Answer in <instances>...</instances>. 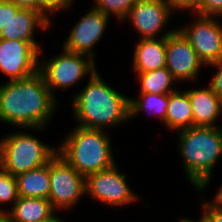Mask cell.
<instances>
[{"instance_id":"1f68e13d","label":"cell","mask_w":222,"mask_h":222,"mask_svg":"<svg viewBox=\"0 0 222 222\" xmlns=\"http://www.w3.org/2000/svg\"><path fill=\"white\" fill-rule=\"evenodd\" d=\"M0 222H15L7 213H0Z\"/></svg>"},{"instance_id":"d4e9b609","label":"cell","mask_w":222,"mask_h":222,"mask_svg":"<svg viewBox=\"0 0 222 222\" xmlns=\"http://www.w3.org/2000/svg\"><path fill=\"white\" fill-rule=\"evenodd\" d=\"M213 200H203L201 203L202 215L201 218L204 222H222V204L219 203L214 197Z\"/></svg>"},{"instance_id":"cb8c5ba5","label":"cell","mask_w":222,"mask_h":222,"mask_svg":"<svg viewBox=\"0 0 222 222\" xmlns=\"http://www.w3.org/2000/svg\"><path fill=\"white\" fill-rule=\"evenodd\" d=\"M76 0H35V10L43 13L52 23L51 15L72 8ZM49 14V15H48Z\"/></svg>"},{"instance_id":"5bb4252c","label":"cell","mask_w":222,"mask_h":222,"mask_svg":"<svg viewBox=\"0 0 222 222\" xmlns=\"http://www.w3.org/2000/svg\"><path fill=\"white\" fill-rule=\"evenodd\" d=\"M52 22L40 11L33 9H20L10 22L0 31V39L22 40L30 42L43 54V48L35 39L36 30L49 31Z\"/></svg>"},{"instance_id":"603a6c76","label":"cell","mask_w":222,"mask_h":222,"mask_svg":"<svg viewBox=\"0 0 222 222\" xmlns=\"http://www.w3.org/2000/svg\"><path fill=\"white\" fill-rule=\"evenodd\" d=\"M19 198L17 180L0 165V205L11 204ZM0 213H7V209L0 206Z\"/></svg>"},{"instance_id":"44dd1931","label":"cell","mask_w":222,"mask_h":222,"mask_svg":"<svg viewBox=\"0 0 222 222\" xmlns=\"http://www.w3.org/2000/svg\"><path fill=\"white\" fill-rule=\"evenodd\" d=\"M135 75H137L138 85H140L139 93L169 94L177 90L174 85H177L178 82L166 67L144 73H135Z\"/></svg>"},{"instance_id":"8fae6325","label":"cell","mask_w":222,"mask_h":222,"mask_svg":"<svg viewBox=\"0 0 222 222\" xmlns=\"http://www.w3.org/2000/svg\"><path fill=\"white\" fill-rule=\"evenodd\" d=\"M39 51L27 41L0 39V72L7 81L25 79L39 71Z\"/></svg>"},{"instance_id":"30bf717a","label":"cell","mask_w":222,"mask_h":222,"mask_svg":"<svg viewBox=\"0 0 222 222\" xmlns=\"http://www.w3.org/2000/svg\"><path fill=\"white\" fill-rule=\"evenodd\" d=\"M174 12L166 0H137L124 21L133 25L139 39L167 37L177 29L164 31Z\"/></svg>"},{"instance_id":"3957f363","label":"cell","mask_w":222,"mask_h":222,"mask_svg":"<svg viewBox=\"0 0 222 222\" xmlns=\"http://www.w3.org/2000/svg\"><path fill=\"white\" fill-rule=\"evenodd\" d=\"M177 132V151L186 179L201 193L211 183L213 168L222 156V125L191 127Z\"/></svg>"},{"instance_id":"52a82bcc","label":"cell","mask_w":222,"mask_h":222,"mask_svg":"<svg viewBox=\"0 0 222 222\" xmlns=\"http://www.w3.org/2000/svg\"><path fill=\"white\" fill-rule=\"evenodd\" d=\"M115 163L112 167L86 176V195L108 207H126L139 198Z\"/></svg>"},{"instance_id":"7402d4cb","label":"cell","mask_w":222,"mask_h":222,"mask_svg":"<svg viewBox=\"0 0 222 222\" xmlns=\"http://www.w3.org/2000/svg\"><path fill=\"white\" fill-rule=\"evenodd\" d=\"M93 8L103 12L108 17H115L116 21L123 22L130 9L137 0H92Z\"/></svg>"},{"instance_id":"9a60e30c","label":"cell","mask_w":222,"mask_h":222,"mask_svg":"<svg viewBox=\"0 0 222 222\" xmlns=\"http://www.w3.org/2000/svg\"><path fill=\"white\" fill-rule=\"evenodd\" d=\"M186 91L193 113V127H218L216 123L222 115V100L212 88L208 85Z\"/></svg>"},{"instance_id":"ba28073f","label":"cell","mask_w":222,"mask_h":222,"mask_svg":"<svg viewBox=\"0 0 222 222\" xmlns=\"http://www.w3.org/2000/svg\"><path fill=\"white\" fill-rule=\"evenodd\" d=\"M50 193L48 199L56 210L73 209L86 195V177L57 154L50 161Z\"/></svg>"},{"instance_id":"7c38bea8","label":"cell","mask_w":222,"mask_h":222,"mask_svg":"<svg viewBox=\"0 0 222 222\" xmlns=\"http://www.w3.org/2000/svg\"><path fill=\"white\" fill-rule=\"evenodd\" d=\"M110 17L91 7L71 29L69 35L62 43L64 49L96 58L95 46L100 42ZM94 48V49H93Z\"/></svg>"},{"instance_id":"ac0fdd59","label":"cell","mask_w":222,"mask_h":222,"mask_svg":"<svg viewBox=\"0 0 222 222\" xmlns=\"http://www.w3.org/2000/svg\"><path fill=\"white\" fill-rule=\"evenodd\" d=\"M193 127V113L186 89L169 93L166 128L172 132Z\"/></svg>"},{"instance_id":"6da1fadb","label":"cell","mask_w":222,"mask_h":222,"mask_svg":"<svg viewBox=\"0 0 222 222\" xmlns=\"http://www.w3.org/2000/svg\"><path fill=\"white\" fill-rule=\"evenodd\" d=\"M57 104L58 99L39 71L28 78L0 84V122L15 128L46 130Z\"/></svg>"},{"instance_id":"484cf974","label":"cell","mask_w":222,"mask_h":222,"mask_svg":"<svg viewBox=\"0 0 222 222\" xmlns=\"http://www.w3.org/2000/svg\"><path fill=\"white\" fill-rule=\"evenodd\" d=\"M191 12L201 16L222 17V0H199Z\"/></svg>"},{"instance_id":"4fadbf2b","label":"cell","mask_w":222,"mask_h":222,"mask_svg":"<svg viewBox=\"0 0 222 222\" xmlns=\"http://www.w3.org/2000/svg\"><path fill=\"white\" fill-rule=\"evenodd\" d=\"M203 67L206 65L178 29L166 37V68L178 83L197 81Z\"/></svg>"},{"instance_id":"d6986e66","label":"cell","mask_w":222,"mask_h":222,"mask_svg":"<svg viewBox=\"0 0 222 222\" xmlns=\"http://www.w3.org/2000/svg\"><path fill=\"white\" fill-rule=\"evenodd\" d=\"M19 197L48 199L50 193V162L15 177Z\"/></svg>"},{"instance_id":"5b68a950","label":"cell","mask_w":222,"mask_h":222,"mask_svg":"<svg viewBox=\"0 0 222 222\" xmlns=\"http://www.w3.org/2000/svg\"><path fill=\"white\" fill-rule=\"evenodd\" d=\"M18 130L0 139V165L14 177L48 164L58 147L50 146L27 131Z\"/></svg>"},{"instance_id":"ffe728a7","label":"cell","mask_w":222,"mask_h":222,"mask_svg":"<svg viewBox=\"0 0 222 222\" xmlns=\"http://www.w3.org/2000/svg\"><path fill=\"white\" fill-rule=\"evenodd\" d=\"M169 105V94L139 93L134 98H129L130 119L143 112L156 116L166 128V111Z\"/></svg>"},{"instance_id":"d6a6232c","label":"cell","mask_w":222,"mask_h":222,"mask_svg":"<svg viewBox=\"0 0 222 222\" xmlns=\"http://www.w3.org/2000/svg\"><path fill=\"white\" fill-rule=\"evenodd\" d=\"M217 193L214 195V198L222 204V184L221 187H219L218 191H216Z\"/></svg>"},{"instance_id":"8992f818","label":"cell","mask_w":222,"mask_h":222,"mask_svg":"<svg viewBox=\"0 0 222 222\" xmlns=\"http://www.w3.org/2000/svg\"><path fill=\"white\" fill-rule=\"evenodd\" d=\"M61 50V53L39 61V72L54 97L55 90L61 89L64 92L98 71L91 57L70 52L63 47Z\"/></svg>"},{"instance_id":"83f0119b","label":"cell","mask_w":222,"mask_h":222,"mask_svg":"<svg viewBox=\"0 0 222 222\" xmlns=\"http://www.w3.org/2000/svg\"><path fill=\"white\" fill-rule=\"evenodd\" d=\"M212 66V68L216 69V73L209 82V86L212 88L214 93L222 100V60L219 62H215L207 65Z\"/></svg>"},{"instance_id":"f1b7e54d","label":"cell","mask_w":222,"mask_h":222,"mask_svg":"<svg viewBox=\"0 0 222 222\" xmlns=\"http://www.w3.org/2000/svg\"><path fill=\"white\" fill-rule=\"evenodd\" d=\"M166 1L175 11L183 13L182 11L191 12L197 6L199 0H166Z\"/></svg>"},{"instance_id":"4dcf8cb0","label":"cell","mask_w":222,"mask_h":222,"mask_svg":"<svg viewBox=\"0 0 222 222\" xmlns=\"http://www.w3.org/2000/svg\"><path fill=\"white\" fill-rule=\"evenodd\" d=\"M63 217H59L58 215L54 214L49 219L41 221V222H64Z\"/></svg>"},{"instance_id":"9c48e42d","label":"cell","mask_w":222,"mask_h":222,"mask_svg":"<svg viewBox=\"0 0 222 222\" xmlns=\"http://www.w3.org/2000/svg\"><path fill=\"white\" fill-rule=\"evenodd\" d=\"M191 23L177 29L191 44L198 57L207 66L222 60V23L219 17L201 16L188 12Z\"/></svg>"},{"instance_id":"2e32d148","label":"cell","mask_w":222,"mask_h":222,"mask_svg":"<svg viewBox=\"0 0 222 222\" xmlns=\"http://www.w3.org/2000/svg\"><path fill=\"white\" fill-rule=\"evenodd\" d=\"M133 73H144L166 67V37L139 39L134 46Z\"/></svg>"},{"instance_id":"836d02e7","label":"cell","mask_w":222,"mask_h":222,"mask_svg":"<svg viewBox=\"0 0 222 222\" xmlns=\"http://www.w3.org/2000/svg\"><path fill=\"white\" fill-rule=\"evenodd\" d=\"M180 221H178V222H204V220L201 218V217H199V219L196 221V220H191V219H189V218H185V217H183V218H180L179 219Z\"/></svg>"},{"instance_id":"4316f807","label":"cell","mask_w":222,"mask_h":222,"mask_svg":"<svg viewBox=\"0 0 222 222\" xmlns=\"http://www.w3.org/2000/svg\"><path fill=\"white\" fill-rule=\"evenodd\" d=\"M20 9L9 0H0V31L7 26L12 16H15Z\"/></svg>"},{"instance_id":"7a4b0ae2","label":"cell","mask_w":222,"mask_h":222,"mask_svg":"<svg viewBox=\"0 0 222 222\" xmlns=\"http://www.w3.org/2000/svg\"><path fill=\"white\" fill-rule=\"evenodd\" d=\"M88 79L83 90L71 98L77 126L108 130L130 120L129 96L107 85L98 71Z\"/></svg>"},{"instance_id":"f546056e","label":"cell","mask_w":222,"mask_h":222,"mask_svg":"<svg viewBox=\"0 0 222 222\" xmlns=\"http://www.w3.org/2000/svg\"><path fill=\"white\" fill-rule=\"evenodd\" d=\"M21 9L35 10V0H9Z\"/></svg>"},{"instance_id":"e0dca14e","label":"cell","mask_w":222,"mask_h":222,"mask_svg":"<svg viewBox=\"0 0 222 222\" xmlns=\"http://www.w3.org/2000/svg\"><path fill=\"white\" fill-rule=\"evenodd\" d=\"M55 211L49 199L19 197L7 214L15 222H41L53 216Z\"/></svg>"},{"instance_id":"277c9868","label":"cell","mask_w":222,"mask_h":222,"mask_svg":"<svg viewBox=\"0 0 222 222\" xmlns=\"http://www.w3.org/2000/svg\"><path fill=\"white\" fill-rule=\"evenodd\" d=\"M109 131L76 125L57 146L58 154L85 177L108 169L116 163Z\"/></svg>"}]
</instances>
